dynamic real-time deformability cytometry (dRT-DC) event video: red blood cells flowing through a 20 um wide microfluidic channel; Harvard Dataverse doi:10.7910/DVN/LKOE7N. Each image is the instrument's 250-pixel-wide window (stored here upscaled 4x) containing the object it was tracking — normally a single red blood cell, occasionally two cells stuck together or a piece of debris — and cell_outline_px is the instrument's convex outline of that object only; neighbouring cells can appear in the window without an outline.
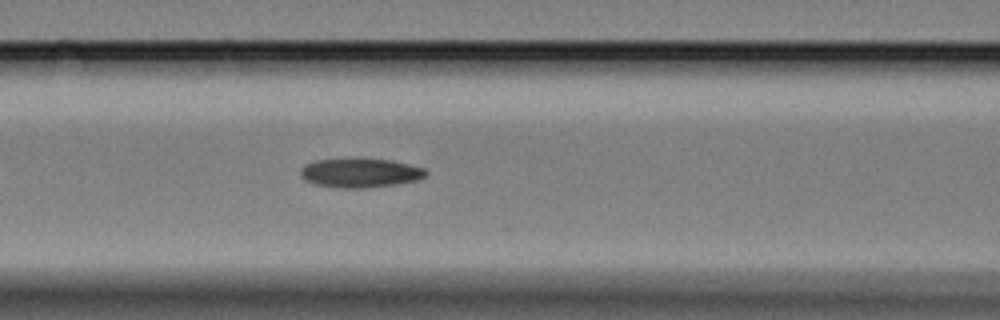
{"species": "Egyptian fruit bat (a non-hibernating species)", "species_latin": "Rousettus aegyptiacus", "temperature_condition": "cold", "stored_images_in_passage": 16, "camera_frame_rate_fps": 3000, "um_per_image_px": 0.085, "animal": {"sex": "female"}, "frame": {"image": 1, "passage_image": 12, "time_ms": 3.667, "image_size_px": [1000, 320], "cell_outline_px": [[428, 176], [416, 180], [396, 184], [368, 188], [340, 188], [316, 184], [304, 180], [300, 176], [300, 168], [304, 164], [316, 160], [392, 160], [424, 168], [428, 172]], "centroid_in_image_um": [30.62, 14.72], "position_along_channel_um": 136.0, "area_um2": 21.04}}